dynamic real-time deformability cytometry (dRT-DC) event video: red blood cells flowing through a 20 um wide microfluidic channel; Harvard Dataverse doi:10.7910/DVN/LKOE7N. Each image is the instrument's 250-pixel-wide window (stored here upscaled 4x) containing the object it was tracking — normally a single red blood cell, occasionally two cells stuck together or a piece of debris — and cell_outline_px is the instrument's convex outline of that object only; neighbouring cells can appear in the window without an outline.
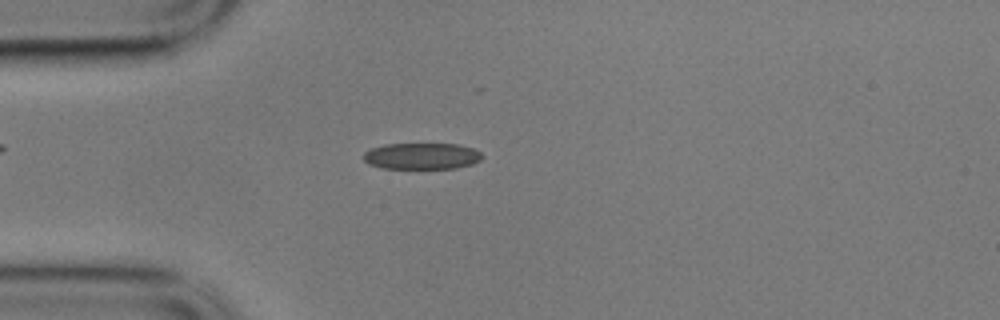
{"species": "common noctule bat (a hibernating species)", "species_latin": "Nyctalus noctula", "temperature_condition": "cold", "stored_images_in_passage": 3, "camera_frame_rate_fps": 3000, "um_per_image_px": 0.085, "animal": {"sex": "male", "body_mass_g": 17.9}, "frame": {"image": 1, "passage_image": 3, "time_ms": 0.667, "image_size_px": [1000, 320], "cell_outline_px": [[484, 156], [480, 160], [472, 164], [456, 168], [380, 168], [368, 164], [364, 160], [364, 152], [372, 148], [384, 144], [456, 144], [472, 148], [480, 152]], "centroid_in_image_um": [35.84, 13.27], "position_along_channel_um": 49.2, "area_um2": 18.21}}